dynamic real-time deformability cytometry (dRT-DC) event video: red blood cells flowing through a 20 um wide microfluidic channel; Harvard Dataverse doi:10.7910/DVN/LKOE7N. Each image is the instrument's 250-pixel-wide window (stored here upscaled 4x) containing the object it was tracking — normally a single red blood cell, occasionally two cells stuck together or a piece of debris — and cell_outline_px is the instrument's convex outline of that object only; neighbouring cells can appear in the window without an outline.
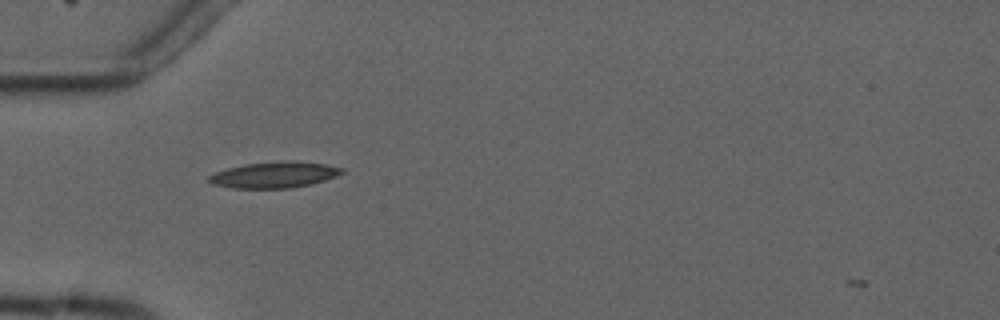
{"species": "common noctule bat (a hibernating species)", "species_latin": "Nyctalus noctula", "temperature_condition": "cold", "stored_images_in_passage": 7, "camera_frame_rate_fps": 3000, "um_per_image_px": 0.085, "animal": {"sex": "male", "forearm_length_mm": 52.5}, "frame": {"image": 1, "passage_image": 1, "time_ms": 0.0, "image_size_px": [1000, 320], "cell_outline_px": [[344, 172], [336, 176], [324, 180], [292, 188], [232, 188], [212, 184], [208, 180], [208, 176], [216, 172], [228, 168], [244, 164], [284, 160], [292, 160], [324, 164], [344, 168]], "centroid_in_image_um": [23.31, 14.85], "position_along_channel_um": 61.7, "area_um2": 20.17}}
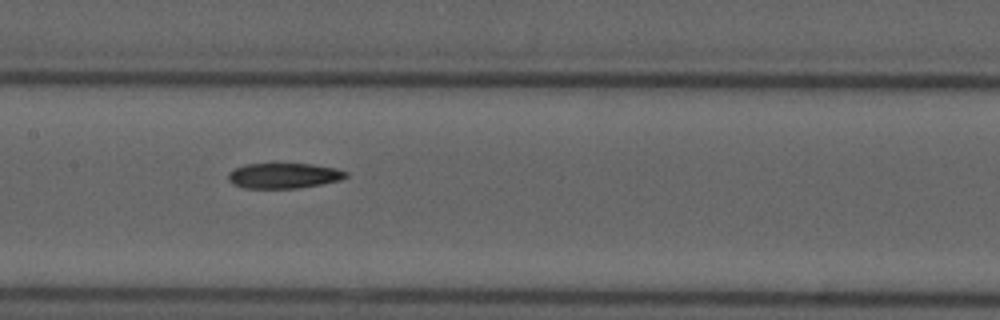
{"frame": {"image": 2, "passage_image": 4, "time_ms": 3.333, "image_size_px": [1000, 320], "cell_outline_px": [[348, 176], [340, 180], [300, 188], [244, 188], [232, 184], [228, 180], [228, 172], [244, 164], [312, 164], [336, 168], [348, 172]], "centroid_in_image_um": [24.11, 14.93], "position_along_channel_um": 183.3, "area_um2": 17.4}}
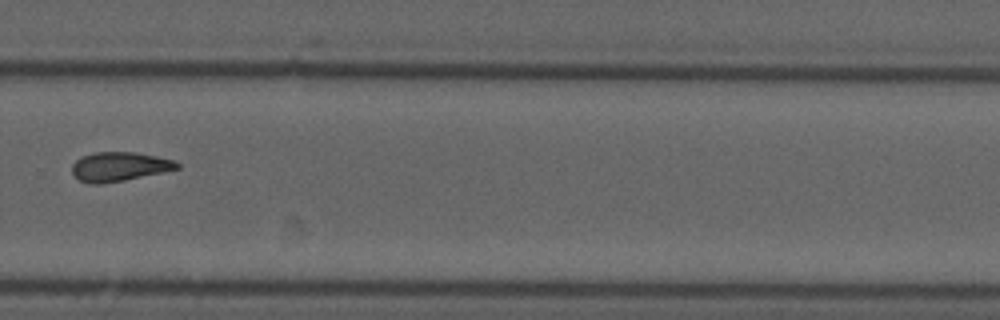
{"frame": {"image": 3, "passage_image": 7, "time_ms": 7.0, "image_size_px": [1000, 320], "cell_outline_px": [[180, 168], [164, 172], [124, 180], [100, 184], [88, 184], [80, 180], [72, 172], [72, 164], [80, 156], [96, 152], [136, 152], [156, 156], [172, 160], [180, 164]], "centroid_in_image_um": [10.13, 14.16], "position_along_channel_um": 319.7, "area_um2": 17.86}}